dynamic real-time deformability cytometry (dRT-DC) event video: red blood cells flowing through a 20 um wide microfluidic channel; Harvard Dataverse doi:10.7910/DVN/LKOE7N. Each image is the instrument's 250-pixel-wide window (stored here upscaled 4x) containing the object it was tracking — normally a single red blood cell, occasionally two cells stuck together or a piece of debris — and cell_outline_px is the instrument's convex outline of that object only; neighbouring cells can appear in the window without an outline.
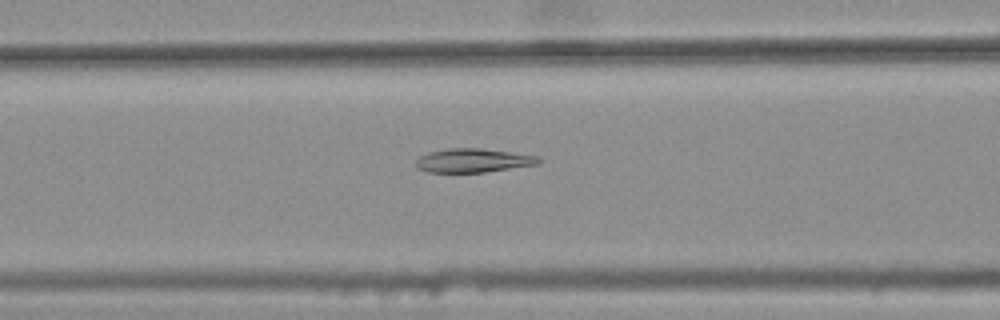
{"species": "common noctule bat (a hibernating species)", "species_latin": "Nyctalus noctula", "temperature_condition": "warm", "stored_images_in_passage": 28, "camera_frame_rate_fps": 3000, "um_per_image_px": 0.085, "animal": {"sex": "female", "body_mass_g": 25.1}, "frame": {"image": 1, "passage_image": 5, "time_ms": 1.333, "image_size_px": [1000, 320], "cell_outline_px": [[544, 160], [540, 164], [484, 172], [428, 172], [416, 168], [416, 160], [420, 156], [428, 152], [448, 148], [480, 148], [536, 156]], "centroid_in_image_um": [40.2, 13.64], "position_along_channel_um": 126.4, "area_um2": 16.99}}
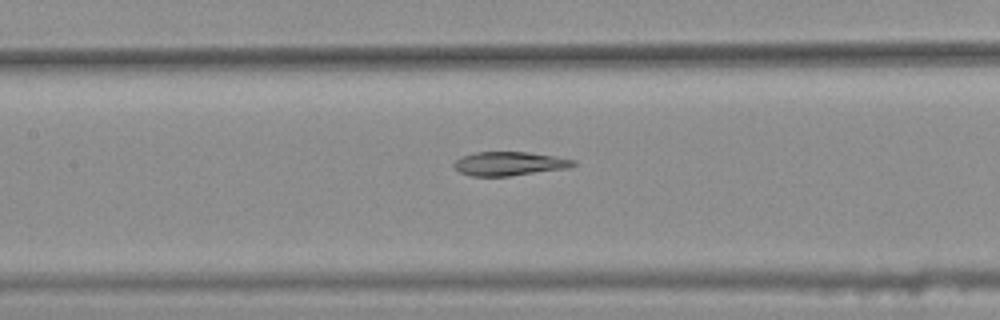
{"frame": {"image": 2, "passage_image": 8, "time_ms": 2.333, "image_size_px": [1000, 320], "cell_outline_px": [[576, 164], [568, 168], [508, 176], [472, 176], [460, 172], [452, 164], [456, 160], [464, 156], [476, 152], [528, 152], [556, 156], [576, 160]], "centroid_in_image_um": [43.32, 13.91], "position_along_channel_um": 164.1, "area_um2": 16.47}}
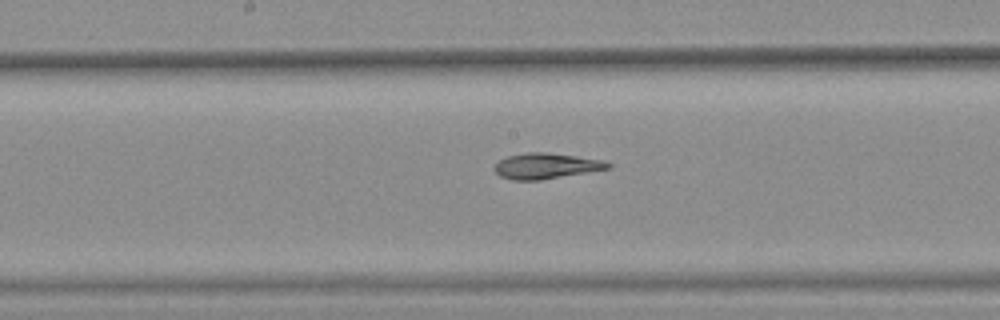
{"frame": {"image": 3, "passage_image": 11, "time_ms": 3.333, "image_size_px": [1000, 320], "cell_outline_px": [[612, 168], [540, 180], [512, 180], [500, 176], [492, 168], [500, 160], [508, 156], [528, 152], [544, 152], [576, 156], [604, 160], [612, 164]], "centroid_in_image_um": [46.43, 14.11], "position_along_channel_um": 201.8, "area_um2": 16.94}}